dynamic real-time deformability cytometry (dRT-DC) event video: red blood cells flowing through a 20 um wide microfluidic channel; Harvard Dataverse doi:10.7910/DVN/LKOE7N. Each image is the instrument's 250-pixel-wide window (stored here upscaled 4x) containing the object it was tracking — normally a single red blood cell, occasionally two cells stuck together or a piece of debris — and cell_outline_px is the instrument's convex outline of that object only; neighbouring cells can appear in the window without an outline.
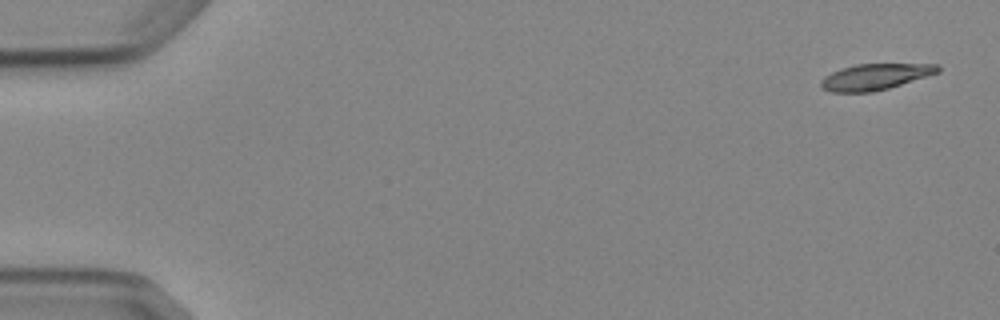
{"species": "Egyptian fruit bat (a non-hibernating species)", "species_latin": "Rousettus aegyptiacus", "temperature_condition": "cold", "stored_images_in_passage": 4, "camera_frame_rate_fps": 3000, "um_per_image_px": 0.085, "animal": {"sex": "female"}, "frame": {"image": 1, "passage_image": 1, "time_ms": 0.0, "image_size_px": [1000, 320], "cell_outline_px": [[940, 72], [888, 88], [872, 92], [832, 92], [820, 88], [820, 80], [824, 76], [840, 68], [856, 64], [940, 64]], "centroid_in_image_um": [74.36, 6.52], "position_along_channel_um": 10.6, "area_um2": 17.8}}
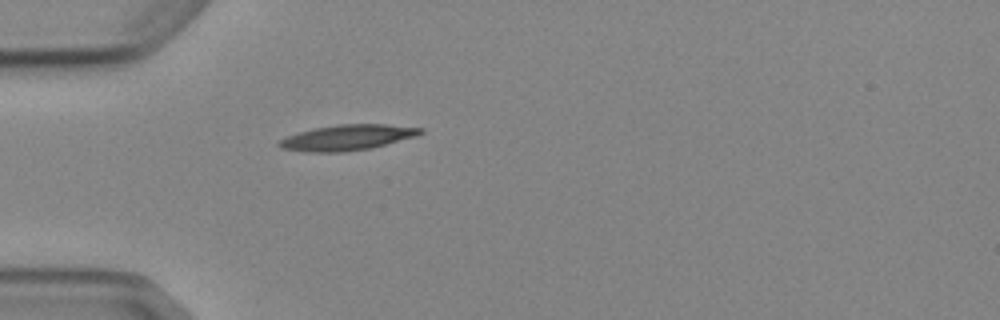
{"frame": {"image": 2, "passage_image": 4, "time_ms": 4.667, "image_size_px": [1000, 320], "cell_outline_px": [[424, 132], [416, 136], [372, 148], [344, 152], [304, 152], [280, 148], [276, 144], [280, 140], [288, 136], [312, 128], [336, 124], [388, 124], [424, 128]], "centroid_in_image_um": [29.52, 11.69], "position_along_channel_um": 55.5, "area_um2": 21.21}}